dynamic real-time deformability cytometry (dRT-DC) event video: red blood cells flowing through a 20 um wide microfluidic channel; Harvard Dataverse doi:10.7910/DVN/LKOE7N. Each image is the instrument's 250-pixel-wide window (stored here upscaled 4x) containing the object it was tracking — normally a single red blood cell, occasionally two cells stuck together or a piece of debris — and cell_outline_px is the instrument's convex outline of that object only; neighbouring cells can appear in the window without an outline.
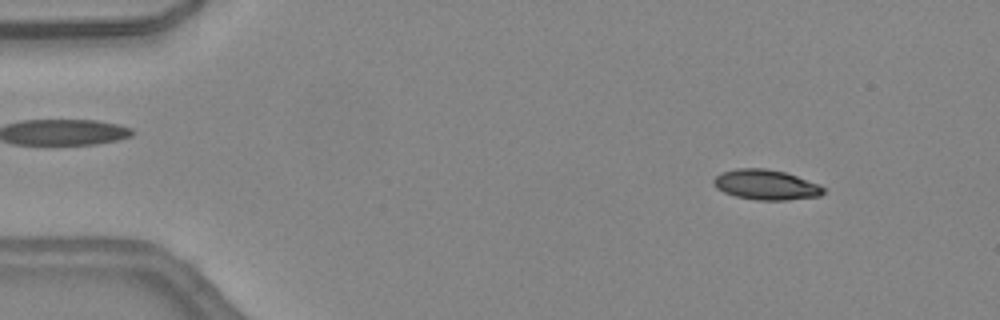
{"species": "common noctule bat (a hibernating species)", "species_latin": "Nyctalus noctula", "temperature_condition": "warm", "stored_images_in_passage": 45, "camera_frame_rate_fps": 3000, "um_per_image_px": 0.085, "animal": {"sex": "female", "body_mass_g": 24.6, "forearm_length_mm": 56.2}, "frame": {"image": 1, "passage_image": 5, "time_ms": 1.333, "image_size_px": [1000, 320], "cell_outline_px": [[824, 192], [820, 196], [788, 200], [756, 200], [736, 196], [724, 192], [716, 188], [712, 184], [712, 180], [720, 172], [736, 168], [768, 168], [784, 172], [820, 184], [824, 188]], "centroid_in_image_um": [65.08, 15.7], "position_along_channel_um": 19.9, "area_um2": 19.42}}
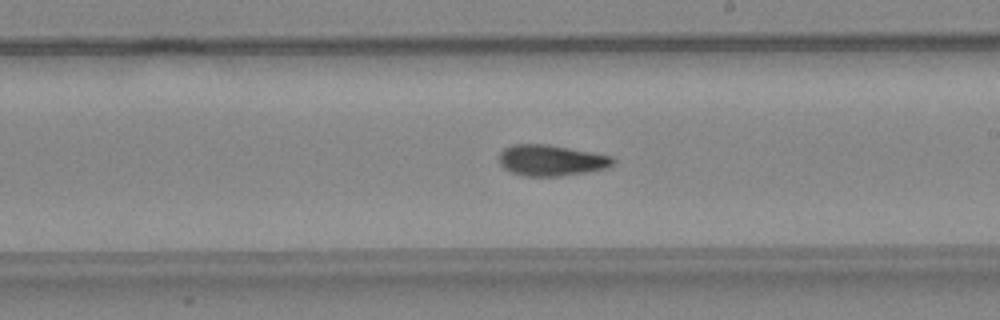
{"frame": {"image": 2, "passage_image": 26, "time_ms": 8.333, "image_size_px": [1000, 320], "cell_outline_px": [[616, 160], [608, 168], [560, 176], [524, 176], [512, 172], [504, 168], [500, 164], [500, 152], [504, 148], [512, 144], [544, 144], [592, 152], [612, 156]], "centroid_in_image_um": [46.84, 13.63], "position_along_channel_um": 242.2, "area_um2": 20.4}}
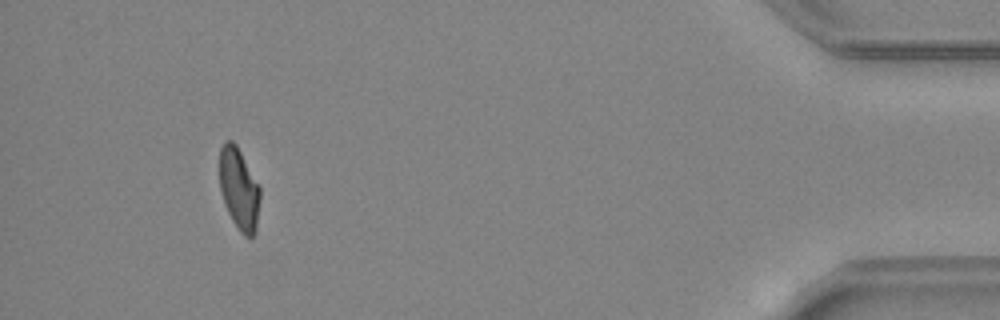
{"frame": {"image": 3, "passage_image": 42, "time_ms": 13.667, "image_size_px": [1000, 320], "cell_outline_px": [[260, 200], [256, 232], [252, 236], [244, 236], [240, 232], [232, 220], [224, 204], [220, 188], [220, 148], [224, 140], [232, 140], [236, 144], [260, 184]], "centroid_in_image_um": [20.33, 16.04], "position_along_channel_um": 414.9, "area_um2": 19.59}, "authors_computed_cell_mechanics": {"area_um2": 20.1144, "velocity_mm_per_s": 4.5258, "shape_relaxation_time_tau1_ms": 8.3, "shape_relaxation_time_tau2_ms": 3.246, "deformation_change_tau1": 0.2712, "deformation_change_tau2": 0.1103}}